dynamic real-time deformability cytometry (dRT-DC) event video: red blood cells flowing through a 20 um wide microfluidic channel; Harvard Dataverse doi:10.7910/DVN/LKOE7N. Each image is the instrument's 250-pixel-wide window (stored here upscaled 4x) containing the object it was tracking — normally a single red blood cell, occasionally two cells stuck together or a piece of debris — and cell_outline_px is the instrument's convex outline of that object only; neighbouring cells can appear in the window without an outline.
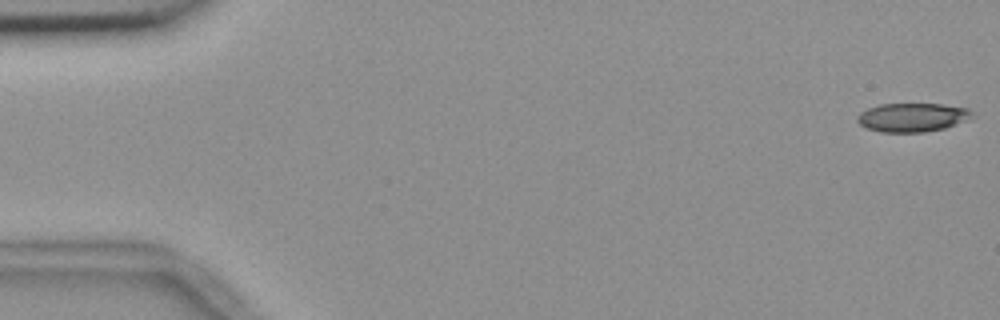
{"species": "common noctule bat (a hibernating species)", "species_latin": "Nyctalus noctula", "temperature_condition": "room temperature", "stored_images_in_passage": 55, "camera_frame_rate_fps": 3000, "um_per_image_px": 0.085, "animal": {"sex": "female", "body_mass_g": 18.4}, "frame": {"image": 1, "passage_image": 1, "time_ms": 0.0, "image_size_px": [1000, 320], "cell_outline_px": [[972, 116], [964, 120], [944, 128], [924, 132], [880, 132], [868, 128], [860, 124], [856, 120], [856, 116], [860, 112], [868, 108], [880, 104], [940, 104], [968, 108], [972, 112]], "centroid_in_image_um": [77.49, 9.97], "position_along_channel_um": 7.5, "area_um2": 19.02}}
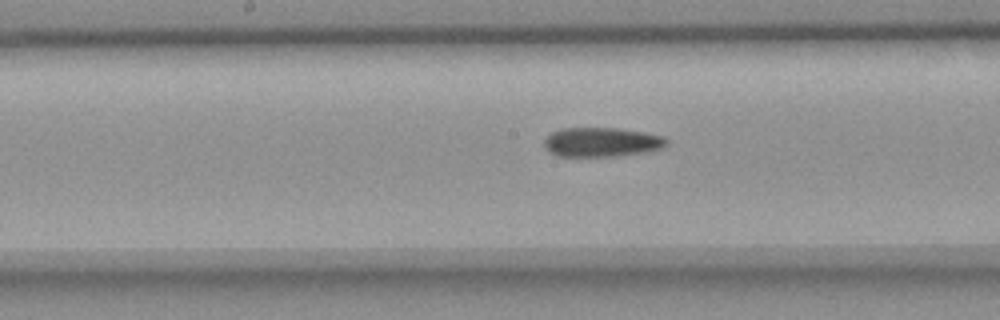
{"frame": {"image": 2, "passage_image": 28, "time_ms": 9.0, "image_size_px": [1000, 320], "cell_outline_px": [[668, 144], [660, 148], [644, 152], [616, 156], [556, 156], [548, 152], [544, 148], [544, 140], [552, 132], [564, 128], [616, 128], [664, 136], [668, 140]], "centroid_in_image_um": [51.1, 12.09], "position_along_channel_um": 197.1, "area_um2": 20.81}}
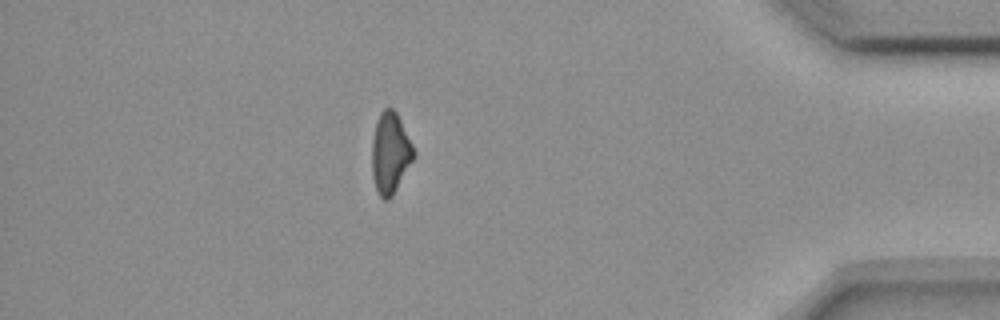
{"frame": {"image": 3, "passage_image": 48, "time_ms": 15.667, "image_size_px": [1000, 320], "cell_outline_px": [[416, 156], [392, 196], [388, 200], [384, 200], [376, 192], [372, 176], [372, 140], [376, 124], [380, 112], [384, 108], [392, 108], [396, 112], [416, 152]], "centroid_in_image_um": [33.17, 13.04], "position_along_channel_um": 402.0, "area_um2": 19.77}}